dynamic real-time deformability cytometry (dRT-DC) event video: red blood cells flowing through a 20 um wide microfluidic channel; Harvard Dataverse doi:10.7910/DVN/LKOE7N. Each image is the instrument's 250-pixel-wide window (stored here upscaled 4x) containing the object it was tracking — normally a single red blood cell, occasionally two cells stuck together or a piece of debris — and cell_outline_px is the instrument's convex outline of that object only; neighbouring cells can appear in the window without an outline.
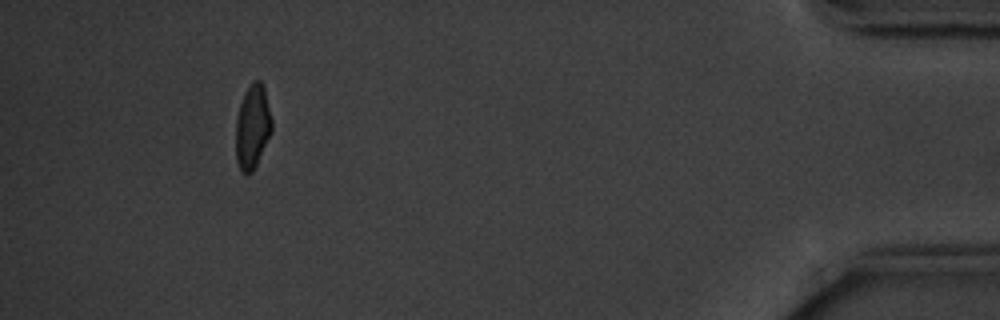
{"species": "common noctule bat (a hibernating species)", "species_latin": "Nyctalus noctula", "temperature_condition": "cold", "stored_images_in_passage": 11, "camera_frame_rate_fps": 3000, "um_per_image_px": 0.085, "animal": {"sex": "male", "body_mass_g": 20.1, "forearm_length_mm": 53.5}, "frame": {"image": 1, "passage_image": 10, "time_ms": 11.667, "image_size_px": [1000, 320], "cell_outline_px": [[272, 132], [252, 172], [248, 176], [244, 176], [240, 172], [236, 160], [236, 116], [244, 92], [252, 80], [260, 80], [264, 88], [272, 120]], "centroid_in_image_um": [21.44, 10.8], "position_along_channel_um": 413.8, "area_um2": 17.86}, "authors_computed_cell_mechanics": {"area_um2": 19.0162, "velocity_mm_per_s": 3.5592, "shape_relaxation_time_tau1_ms": 2.8912, "shape_relaxation_time_tau2_ms": null, "deformation_change_tau1": 0.0928, "deformation_change_tau2": null}}